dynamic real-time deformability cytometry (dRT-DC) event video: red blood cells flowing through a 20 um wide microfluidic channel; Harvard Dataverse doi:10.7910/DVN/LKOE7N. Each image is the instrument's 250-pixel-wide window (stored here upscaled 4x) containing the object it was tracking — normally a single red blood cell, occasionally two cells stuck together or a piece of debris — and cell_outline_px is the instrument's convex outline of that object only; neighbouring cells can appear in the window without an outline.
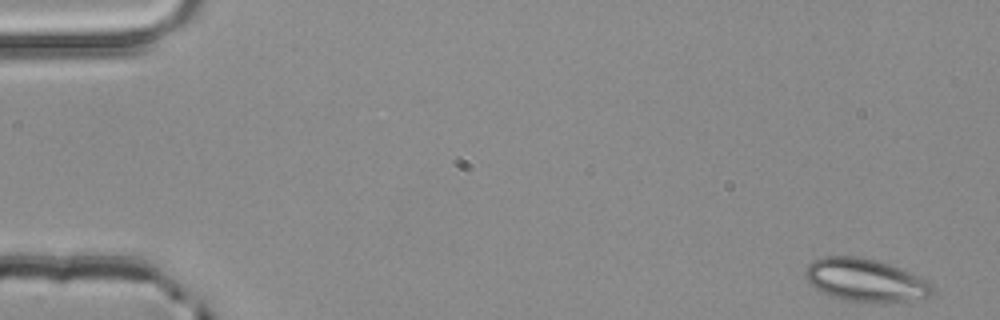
{"species": "common noctule bat (a hibernating species)", "species_latin": "Nyctalus noctula", "temperature_condition": "room temperature", "stored_images_in_passage": 4, "camera_frame_rate_fps": 3000, "um_per_image_px": 0.085, "animal": {"sex": "male", "body_mass_g": 20.4}, "frame": {"image": 1, "passage_image": 1, "time_ms": 0.0, "image_size_px": [1000, 320], "cell_outline_px": [[932, 292], [928, 296], [908, 300], [848, 300], [832, 296], [820, 292], [804, 276], [804, 272], [808, 264], [812, 260], [824, 256], [860, 256], [876, 260], [900, 268], [928, 280], [932, 284]], "centroid_in_image_um": [73.5, 23.76], "position_along_channel_um": 11.5, "area_um2": 30.92}}